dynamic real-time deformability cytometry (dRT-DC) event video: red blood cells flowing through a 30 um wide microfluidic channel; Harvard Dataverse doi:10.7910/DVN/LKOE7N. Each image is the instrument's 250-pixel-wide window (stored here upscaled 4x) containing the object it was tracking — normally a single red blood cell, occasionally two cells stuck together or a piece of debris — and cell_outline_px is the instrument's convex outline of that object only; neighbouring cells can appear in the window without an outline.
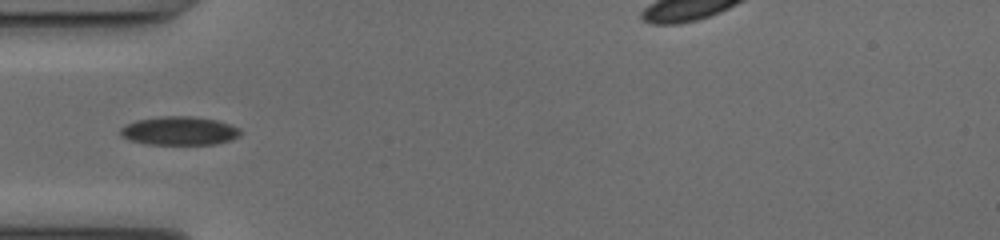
{"species": "common noctule bat (a hibernating species)", "species_latin": "Nyctalus noctula", "temperature_condition": "cold", "stored_images_in_passage": 49, "camera_frame_rate_fps": 3000, "um_per_image_px": 0.085, "animal": {"sex": "female", "body_mass_g": 17.0, "forearm_length_mm": 48.0}, "frame": {"image": 1, "passage_image": 16, "time_ms": 5.0, "image_size_px": [1000, 240], "cell_outline_px": [[240, 136], [232, 140], [216, 144], [148, 144], [128, 140], [120, 136], [120, 128], [136, 120], [160, 116], [192, 116], [216, 120], [240, 128]], "centroid_in_image_um": [15.24, 11.12], "position_along_channel_um": 69.8, "area_um2": 20.06}}
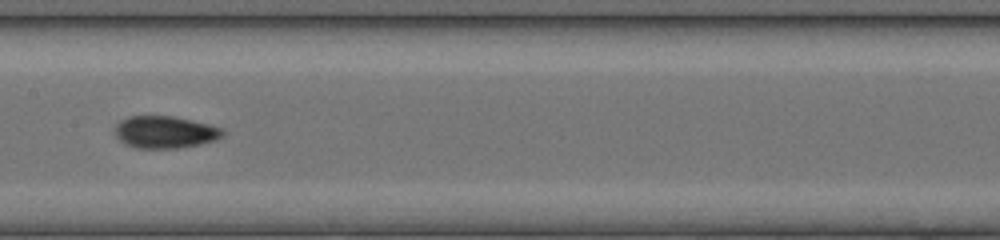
{"frame": {"image": 2, "passage_image": 25, "time_ms": 8.0, "image_size_px": [1000, 240], "cell_outline_px": [[224, 136], [216, 140], [200, 144], [176, 148], [136, 148], [124, 144], [116, 136], [116, 124], [120, 120], [128, 116], [176, 116], [224, 128]], "centroid_in_image_um": [14.04, 11.22], "position_along_channel_um": 193.4, "area_um2": 20.35}}
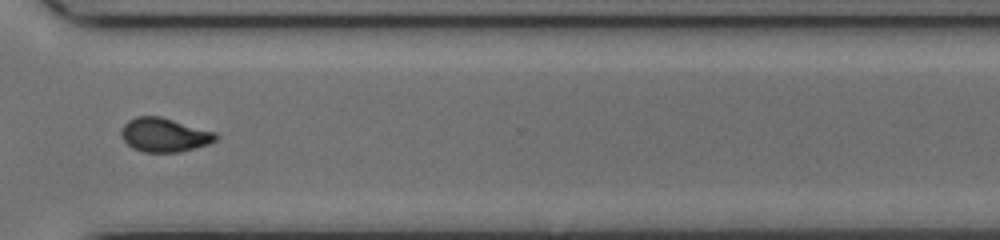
{"frame": {"image": 3, "passage_image": 37, "time_ms": 12.0, "image_size_px": [1000, 240], "cell_outline_px": [[220, 136], [216, 140], [208, 144], [180, 152], [144, 152], [132, 148], [124, 140], [120, 132], [124, 124], [128, 120], [136, 116], [160, 116], [216, 132]], "centroid_in_image_um": [13.98, 11.46], "position_along_channel_um": 356.6, "area_um2": 18.73}, "authors_computed_cell_mechanics": {"area_um2": 19.652, "velocity_mm_per_s": 4.0898, "shape_relaxation_time_tau1_ms": null, "shape_relaxation_time_tau2_ms": 1.4645, "deformation_change_tau1": null, "deformation_change_tau2": 0.0519}}